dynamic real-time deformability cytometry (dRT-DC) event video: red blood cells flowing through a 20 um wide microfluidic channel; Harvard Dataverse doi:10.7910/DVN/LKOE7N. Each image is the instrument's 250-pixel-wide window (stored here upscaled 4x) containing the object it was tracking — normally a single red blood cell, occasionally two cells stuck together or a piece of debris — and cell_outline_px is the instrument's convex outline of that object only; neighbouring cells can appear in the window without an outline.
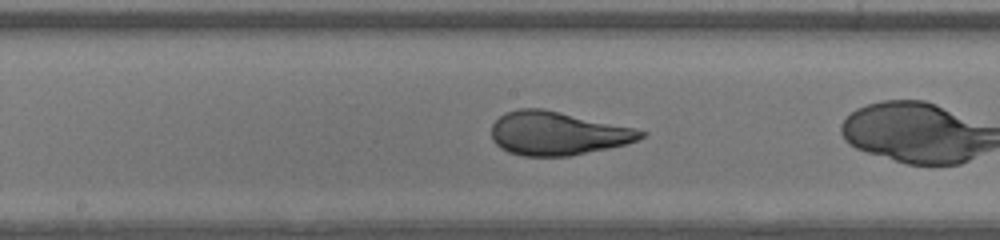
{"species": "human", "species_latin": "Homo sapiens", "temperature_condition": "warm", "stored_images_in_passage": 28, "camera_frame_rate_fps": 3000, "um_per_image_px": 0.085, "donor": {"sex": "male"}, "frame": {"image": 1, "passage_image": 16, "time_ms": 5.0, "image_size_px": [1000, 240], "cell_outline_px": [[648, 132], [644, 136], [636, 140], [624, 144], [608, 148], [568, 156], [520, 156], [508, 152], [500, 148], [492, 140], [492, 124], [504, 112], [520, 108], [540, 108], [560, 112], [632, 128]], "centroid_in_image_um": [47.32, 11.34], "position_along_channel_um": 200.9, "area_um2": 37.51}}
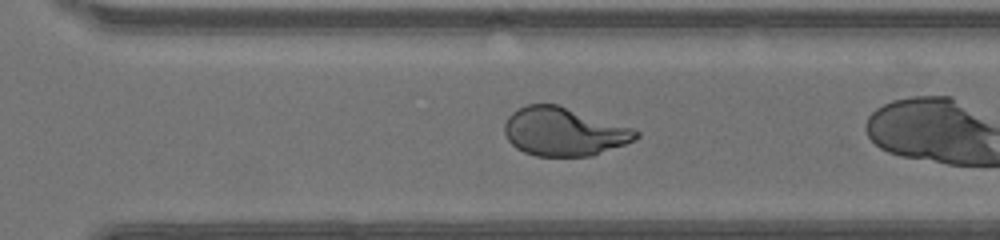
{"frame": {"image": 2, "passage_image": 24, "time_ms": 7.667, "image_size_px": [1000, 240], "cell_outline_px": [[640, 136], [624, 144], [592, 156], [536, 156], [524, 152], [516, 148], [508, 140], [504, 132], [504, 124], [508, 116], [512, 112], [528, 104], [556, 104], [632, 128], [640, 132]], "centroid_in_image_um": [47.89, 11.2], "position_along_channel_um": 322.7, "area_um2": 36.76}}